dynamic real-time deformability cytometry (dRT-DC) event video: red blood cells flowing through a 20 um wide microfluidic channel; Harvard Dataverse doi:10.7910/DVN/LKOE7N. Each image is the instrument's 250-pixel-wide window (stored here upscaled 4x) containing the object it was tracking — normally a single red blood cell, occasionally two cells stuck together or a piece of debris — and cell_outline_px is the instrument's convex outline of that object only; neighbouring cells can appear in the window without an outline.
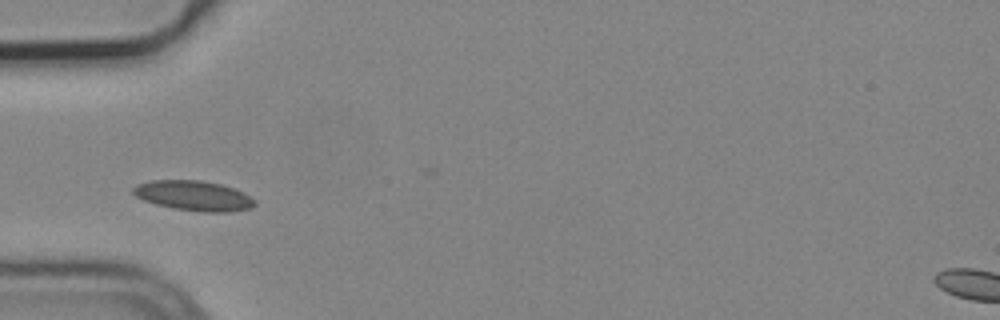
{"species": "common noctule bat (a hibernating species)", "species_latin": "Nyctalus noctula", "temperature_condition": "cold", "stored_images_in_passage": 7, "camera_frame_rate_fps": 3000, "um_per_image_px": 0.085, "animal": {"sex": "male", "body_mass_g": 19.2, "forearm_length_mm": 51.8}, "frame": {"image": 1, "passage_image": 2, "time_ms": 0.333, "image_size_px": [1000, 320], "cell_outline_px": [[256, 204], [248, 208], [228, 212], [204, 212], [172, 208], [156, 204], [144, 200], [136, 196], [132, 192], [132, 188], [136, 184], [152, 180], [200, 180], [220, 184], [244, 192], [256, 200]], "centroid_in_image_um": [16.45, 16.63], "position_along_channel_um": 68.6, "area_um2": 21.21}}
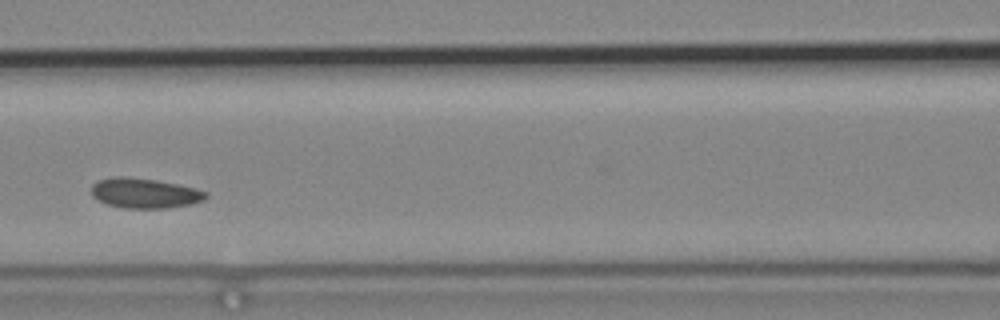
{"frame": {"image": 2, "passage_image": 4, "time_ms": 1.0, "image_size_px": [1000, 320], "cell_outline_px": [[208, 196], [204, 200], [192, 204], [168, 208], [124, 208], [108, 204], [92, 196], [92, 184], [96, 180], [112, 176], [124, 176], [156, 180], [196, 188], [208, 192]], "centroid_in_image_um": [12.3, 16.41], "position_along_channel_um": 154.3, "area_um2": 20.11}}
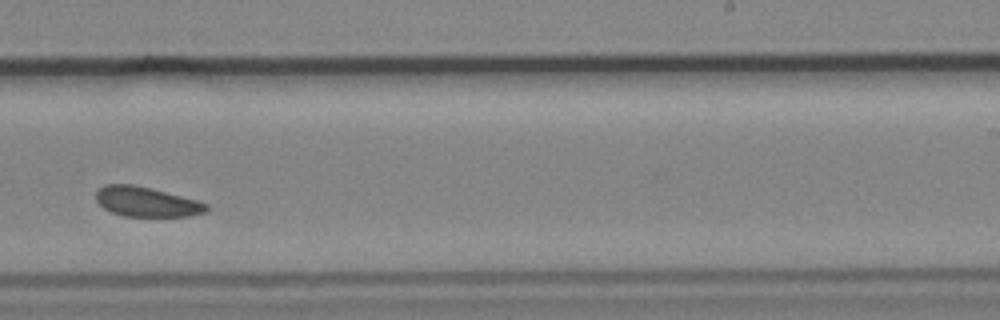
{"frame": {"image": 3, "passage_image": 7, "time_ms": 2.0, "image_size_px": [1000, 320], "cell_outline_px": [[208, 208], [204, 212], [188, 216], [124, 216], [112, 212], [104, 208], [96, 200], [96, 192], [104, 184], [132, 184], [196, 200], [208, 204]], "centroid_in_image_um": [12.41, 17.15], "position_along_channel_um": 276.6, "area_um2": 18.79}}